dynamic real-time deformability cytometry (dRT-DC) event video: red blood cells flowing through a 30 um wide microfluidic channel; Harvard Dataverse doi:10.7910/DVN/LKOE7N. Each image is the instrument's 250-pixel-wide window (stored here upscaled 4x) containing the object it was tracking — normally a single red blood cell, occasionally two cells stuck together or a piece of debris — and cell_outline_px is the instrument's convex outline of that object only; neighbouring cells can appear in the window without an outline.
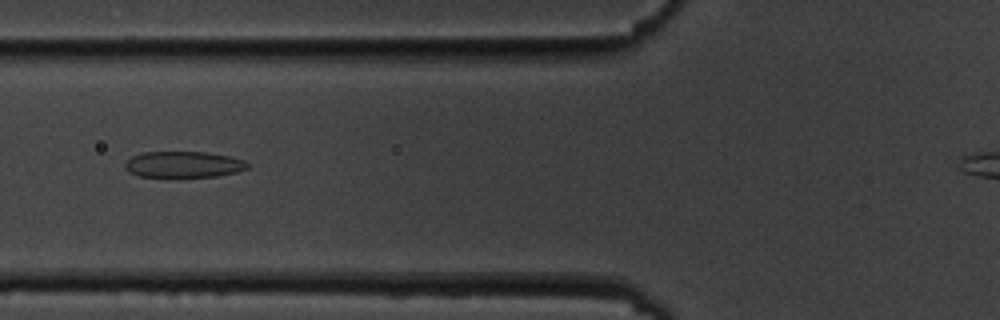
{"species": "common noctule bat (a hibernating species)", "species_latin": "Nyctalus noctula", "temperature_condition": "cold", "stored_images_in_passage": 9, "camera_frame_rate_fps": 3000, "um_per_image_px": 0.085, "animal": {"sex": "male", "body_mass_g": 19.5, "forearm_length_mm": 54.6}, "frame": {"image": 1, "passage_image": 4, "time_ms": 3.333, "image_size_px": [1000, 320], "cell_outline_px": [[252, 164], [248, 168], [236, 172], [216, 176], [176, 180], [168, 180], [140, 176], [128, 172], [124, 168], [124, 164], [132, 156], [140, 152], [208, 152], [228, 156], [244, 160]], "centroid_in_image_um": [15.56, 14.03], "position_along_channel_um": 110.2, "area_um2": 19.83}}
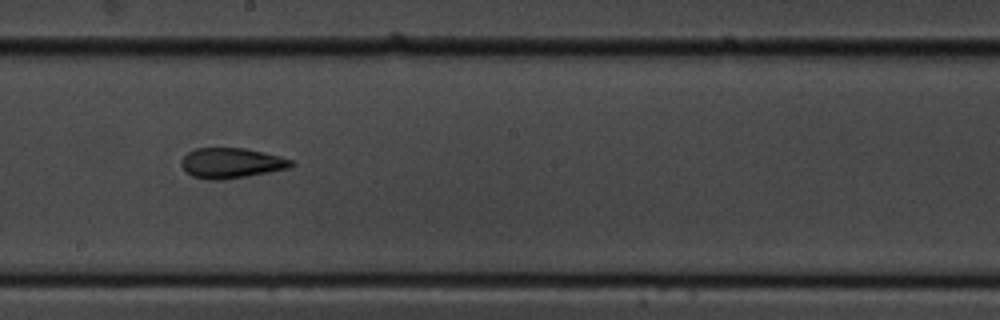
{"frame": {"image": 2, "passage_image": 7, "time_ms": 6.667, "image_size_px": [1000, 320], "cell_outline_px": [[296, 164], [292, 168], [248, 176], [220, 180], [208, 180], [192, 176], [180, 164], [184, 156], [188, 152], [196, 148], [244, 148], [264, 152], [280, 156], [292, 160]], "centroid_in_image_um": [19.71, 13.86], "position_along_channel_um": 228.5, "area_um2": 19.48}}
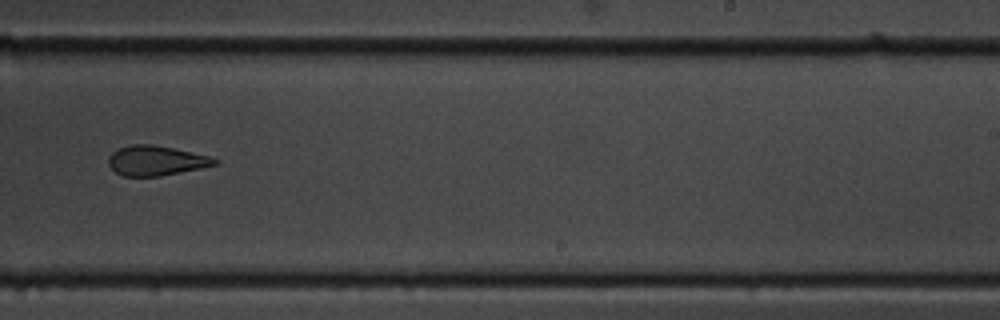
{"frame": {"image": 3, "passage_image": 8, "time_ms": 8.0, "image_size_px": [1000, 320], "cell_outline_px": [[220, 164], [160, 176], [124, 176], [116, 172], [108, 164], [108, 160], [112, 152], [120, 148], [132, 144], [152, 144], [172, 148], [208, 156], [220, 160]], "centroid_in_image_um": [13.27, 13.65], "position_along_channel_um": 275.7, "area_um2": 18.26}}